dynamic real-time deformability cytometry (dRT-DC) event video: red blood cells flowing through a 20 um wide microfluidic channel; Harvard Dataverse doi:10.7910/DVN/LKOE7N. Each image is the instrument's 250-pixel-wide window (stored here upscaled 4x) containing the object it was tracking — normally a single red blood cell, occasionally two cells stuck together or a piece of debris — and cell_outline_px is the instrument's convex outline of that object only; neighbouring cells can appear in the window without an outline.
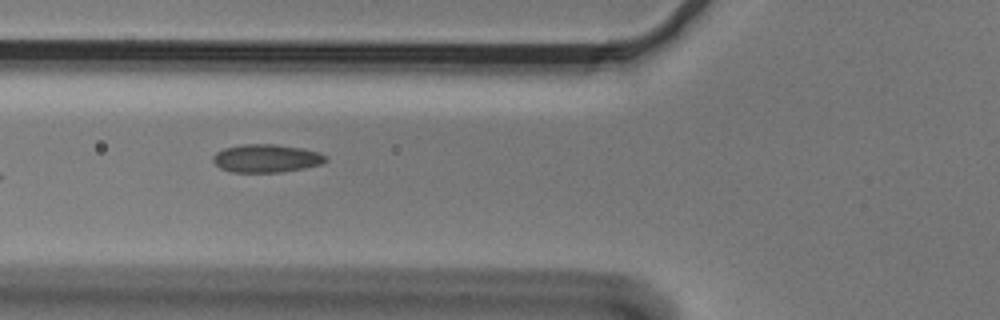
{"species": "Egyptian fruit bat (a non-hibernating species)", "species_latin": "Rousettus aegyptiacus", "temperature_condition": "cold", "stored_images_in_passage": 9, "camera_frame_rate_fps": 3000, "um_per_image_px": 0.085, "animal": {"sex": "male"}, "frame": {"image": 1, "passage_image": 6, "time_ms": 1.667, "image_size_px": [1000, 320], "cell_outline_px": [[328, 160], [320, 164], [304, 168], [280, 172], [232, 172], [220, 168], [212, 160], [212, 156], [216, 152], [224, 148], [240, 144], [276, 144], [304, 148], [320, 152], [328, 156]], "centroid_in_image_um": [22.65, 13.45], "position_along_channel_um": 103.1, "area_um2": 18.67}}
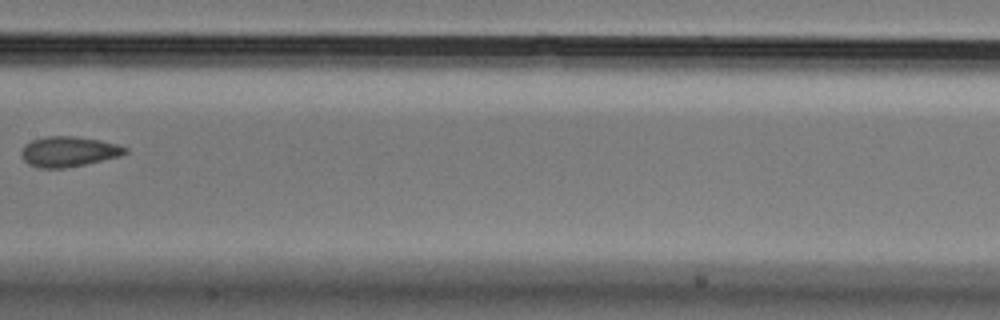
{"frame": {"image": 2, "passage_image": 8, "time_ms": 2.333, "image_size_px": [1000, 320], "cell_outline_px": [[128, 152], [120, 156], [84, 164], [64, 168], [40, 168], [28, 164], [24, 160], [20, 152], [24, 144], [32, 140], [44, 136], [76, 136], [100, 140], [116, 144], [128, 148]], "centroid_in_image_um": [5.81, 12.87], "position_along_channel_um": 201.6, "area_um2": 18.32}}
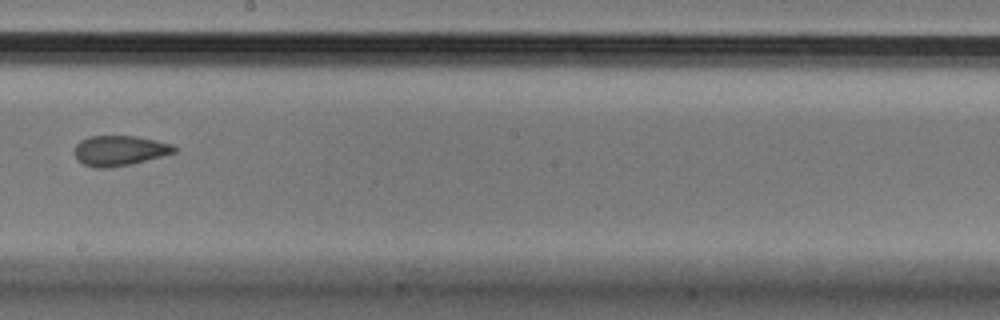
{"frame": {"image": 3, "passage_image": 9, "time_ms": 2.667, "image_size_px": [1000, 320], "cell_outline_px": [[176, 152], [132, 164], [112, 168], [96, 168], [84, 164], [76, 160], [72, 152], [76, 144], [80, 140], [88, 136], [136, 136], [156, 140], [172, 144], [176, 148]], "centroid_in_image_um": [10.11, 12.81], "position_along_channel_um": 238.1, "area_um2": 17.8}}